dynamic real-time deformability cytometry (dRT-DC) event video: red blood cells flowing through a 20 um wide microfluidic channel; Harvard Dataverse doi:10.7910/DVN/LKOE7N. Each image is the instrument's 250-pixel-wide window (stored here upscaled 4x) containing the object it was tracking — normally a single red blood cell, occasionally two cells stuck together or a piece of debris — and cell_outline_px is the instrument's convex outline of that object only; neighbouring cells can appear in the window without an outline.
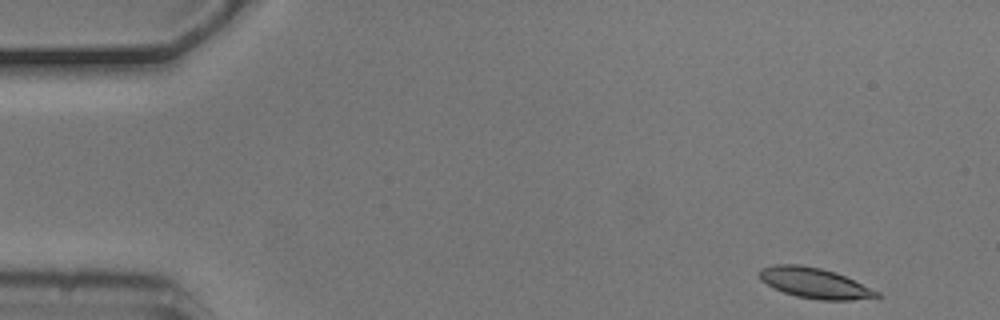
{"species": "common noctule bat (a hibernating species)", "species_latin": "Nyctalus noctula", "temperature_condition": "cold", "stored_images_in_passage": 4, "camera_frame_rate_fps": 3000, "um_per_image_px": 0.085, "animal": {"sex": "male", "body_mass_g": 20.5, "forearm_length_mm": 52.5}, "frame": {"image": 1, "passage_image": 1, "time_ms": 0.0, "image_size_px": [1000, 320], "cell_outline_px": [[884, 296], [852, 300], [820, 300], [796, 296], [784, 292], [760, 280], [760, 268], [776, 264], [800, 264], [820, 268], [836, 272], [880, 292]], "centroid_in_image_um": [69.27, 24.06], "position_along_channel_um": 15.7, "area_um2": 20.69}}
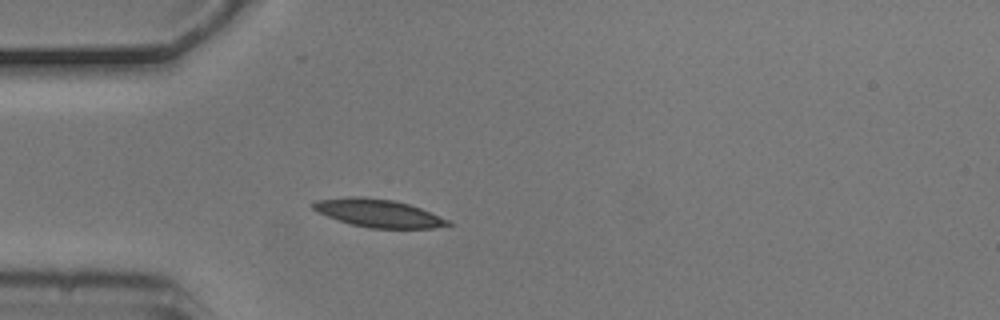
{"frame": {"image": 2, "passage_image": 4, "time_ms": 1.0, "image_size_px": [1000, 320], "cell_outline_px": [[452, 224], [436, 228], [368, 228], [352, 224], [328, 216], [312, 208], [312, 204], [316, 200], [352, 196], [364, 196], [396, 200], [420, 208], [452, 220]], "centroid_in_image_um": [32.22, 18.11], "position_along_channel_um": 52.8, "area_um2": 21.96}}